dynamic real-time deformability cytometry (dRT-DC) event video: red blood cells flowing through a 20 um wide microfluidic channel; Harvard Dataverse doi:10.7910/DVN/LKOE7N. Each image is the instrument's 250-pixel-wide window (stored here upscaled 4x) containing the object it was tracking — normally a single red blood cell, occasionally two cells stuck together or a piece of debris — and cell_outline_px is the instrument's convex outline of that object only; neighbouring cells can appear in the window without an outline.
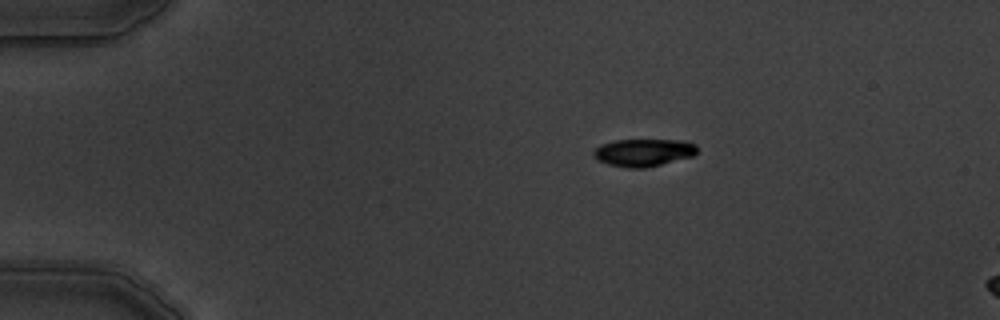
{"species": "common noctule bat (a hibernating species)", "species_latin": "Nyctalus noctula", "temperature_condition": "warm", "stored_images_in_passage": 3, "segment_of_instrument_passage": [1, 2], "camera_frame_rate_fps": 3000, "um_per_image_px": 0.085, "animal": {"sex": "male", "body_mass_g": 19.5, "forearm_length_mm": 54.6}, "frame": {"image": 1, "passage_image": 1, "time_ms": 0.0, "image_size_px": [1000, 320], "cell_outline_px": [[696, 152], [692, 156], [644, 168], [628, 168], [608, 164], [596, 160], [592, 156], [592, 152], [600, 144], [616, 140], [684, 140], [696, 144]], "centroid_in_image_um": [54.64, 12.96], "position_along_channel_um": 30.4, "area_um2": 16.59}}